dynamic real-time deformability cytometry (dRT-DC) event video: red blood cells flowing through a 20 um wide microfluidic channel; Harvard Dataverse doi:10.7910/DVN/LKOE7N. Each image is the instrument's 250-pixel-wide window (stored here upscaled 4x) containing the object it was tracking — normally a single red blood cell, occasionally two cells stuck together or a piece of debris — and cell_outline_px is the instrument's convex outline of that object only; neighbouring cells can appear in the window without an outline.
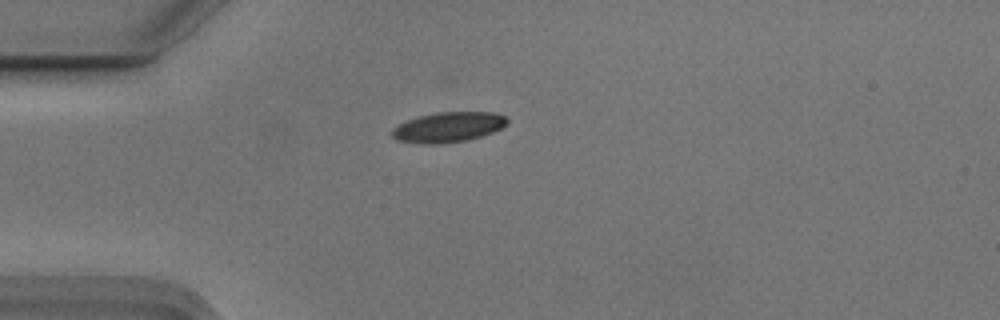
{"species": "Egyptian fruit bat (a non-hibernating species)", "species_latin": "Rousettus aegyptiacus", "temperature_condition": "cold", "stored_images_in_passage": 36, "camera_frame_rate_fps": 3000, "um_per_image_px": 0.085, "animal": {"sex": "male"}, "frame": {"image": 1, "passage_image": 1, "time_ms": 0.0, "image_size_px": [1000, 320], "cell_outline_px": [[508, 124], [492, 132], [468, 140], [440, 144], [424, 144], [396, 140], [392, 136], [392, 128], [408, 120], [420, 116], [440, 112], [492, 112], [504, 116], [508, 120]], "centroid_in_image_um": [38.1, 10.81], "position_along_channel_um": 46.9, "area_um2": 20.06}}
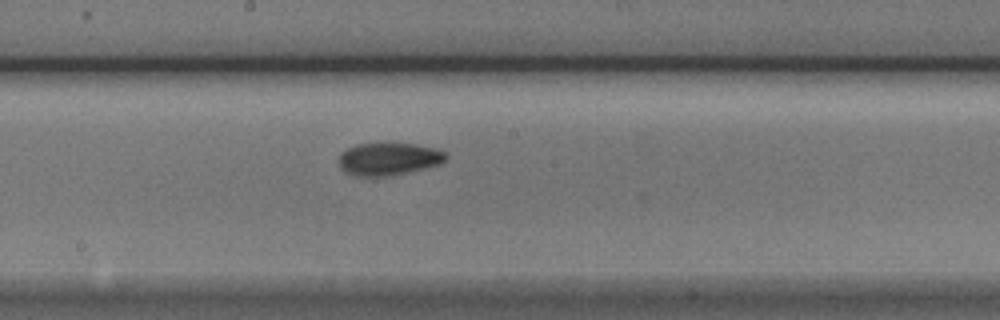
{"frame": {"image": 2, "passage_image": 16, "time_ms": 5.0, "image_size_px": [1000, 320], "cell_outline_px": [[448, 156], [440, 164], [424, 168], [388, 176], [356, 176], [344, 172], [340, 168], [340, 152], [356, 144], [388, 140], [416, 144], [436, 148], [444, 152]], "centroid_in_image_um": [33.01, 13.46], "position_along_channel_um": 215.2, "area_um2": 20.98}}
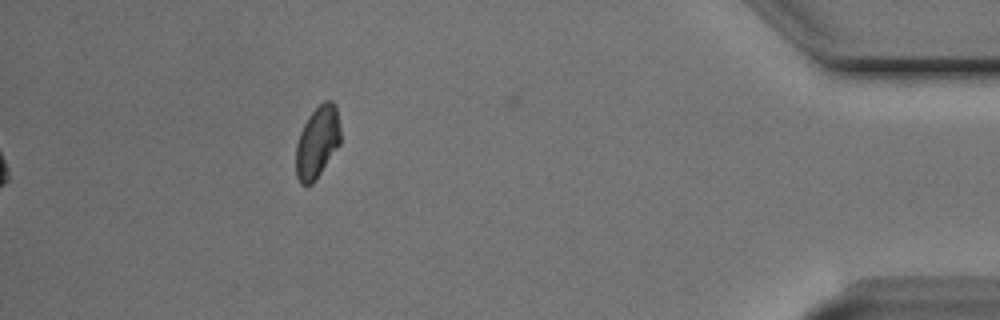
{"frame": {"image": 3, "passage_image": 36, "time_ms": 11.667, "image_size_px": [1000, 320], "cell_outline_px": [[340, 144], [316, 180], [312, 184], [300, 184], [296, 176], [296, 144], [300, 132], [304, 124], [312, 112], [324, 100], [332, 100], [336, 104], [340, 128]], "centroid_in_image_um": [26.98, 12.08], "position_along_channel_um": 408.2, "area_um2": 18.73}, "authors_computed_cell_mechanics": {"area_um2": 19.8832, "velocity_mm_per_s": 3.7115, "shape_relaxation_time_tau1_ms": 5.6933, "shape_relaxation_time_tau2_ms": 2.9385, "deformation_change_tau1": 0.1248, "deformation_change_tau2": 0.0596}}